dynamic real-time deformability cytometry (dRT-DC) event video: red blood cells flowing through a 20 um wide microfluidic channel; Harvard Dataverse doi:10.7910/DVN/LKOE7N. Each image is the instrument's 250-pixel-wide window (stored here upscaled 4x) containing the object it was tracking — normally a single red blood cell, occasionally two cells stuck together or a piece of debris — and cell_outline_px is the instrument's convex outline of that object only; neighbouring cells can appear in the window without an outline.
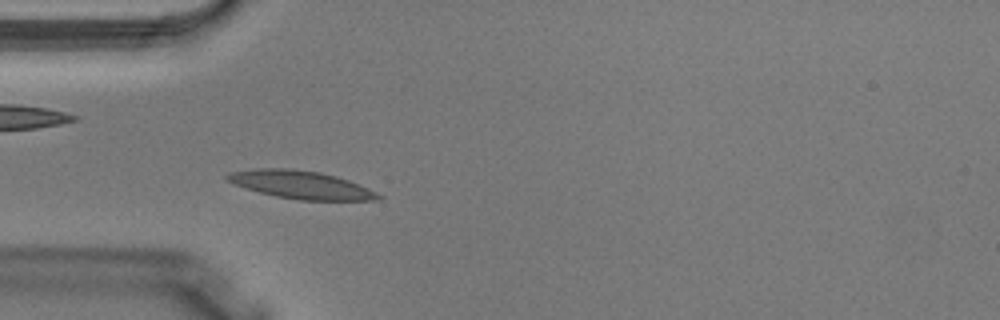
{"species": "Egyptian fruit bat (a non-hibernating species)", "species_latin": "Rousettus aegyptiacus", "temperature_condition": "warm", "stored_images_in_passage": 2, "camera_frame_rate_fps": 3000, "um_per_image_px": 0.085, "animal": {"sex": "male"}, "frame": {"image": 1, "passage_image": 2, "time_ms": 0.333, "image_size_px": [1000, 320], "cell_outline_px": [[384, 196], [380, 200], [300, 200], [276, 196], [260, 192], [224, 180], [224, 176], [232, 172], [260, 168], [284, 168], [320, 172], [336, 176], [348, 180], [368, 188]], "centroid_in_image_um": [25.61, 15.71], "position_along_channel_um": 59.4, "area_um2": 24.33}}